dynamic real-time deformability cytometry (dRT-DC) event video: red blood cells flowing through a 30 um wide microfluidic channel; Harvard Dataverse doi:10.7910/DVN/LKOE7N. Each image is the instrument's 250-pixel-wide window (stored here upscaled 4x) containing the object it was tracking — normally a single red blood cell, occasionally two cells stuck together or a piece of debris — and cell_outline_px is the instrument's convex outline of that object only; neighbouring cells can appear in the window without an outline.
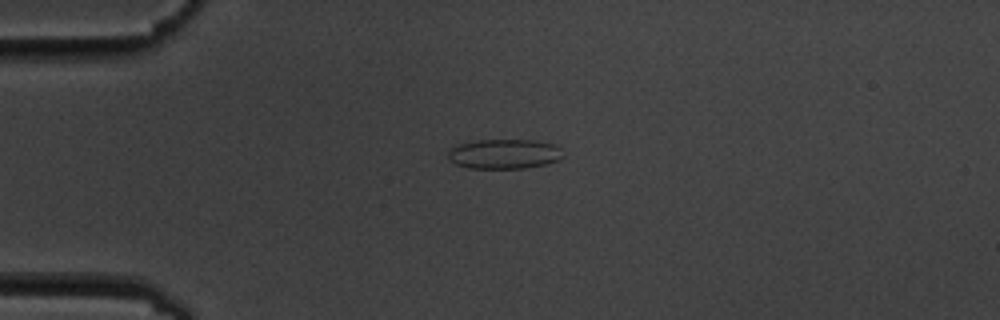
{"species": "common noctule bat (a hibernating species)", "species_latin": "Nyctalus noctula", "temperature_condition": "cold", "stored_images_in_passage": 5, "camera_frame_rate_fps": 3000, "um_per_image_px": 0.085, "animal": {"sex": "male", "body_mass_g": 19.5, "forearm_length_mm": 54.6}, "frame": {"image": 1, "passage_image": 4, "time_ms": 3.333, "image_size_px": [1000, 320], "cell_outline_px": [[564, 156], [548, 164], [524, 168], [468, 168], [456, 164], [448, 156], [448, 152], [456, 144], [480, 140], [536, 140], [556, 144], [560, 148]], "centroid_in_image_um": [42.89, 13.08], "position_along_channel_um": 42.1, "area_um2": 19.94}}